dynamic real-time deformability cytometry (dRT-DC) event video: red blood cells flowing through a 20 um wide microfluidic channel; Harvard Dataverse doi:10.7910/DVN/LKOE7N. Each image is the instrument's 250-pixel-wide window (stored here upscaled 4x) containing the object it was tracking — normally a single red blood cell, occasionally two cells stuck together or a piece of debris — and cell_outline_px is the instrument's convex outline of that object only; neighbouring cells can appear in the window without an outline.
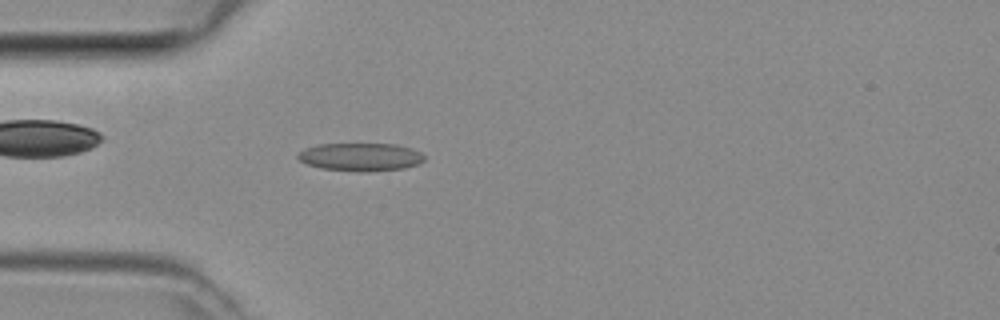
{"species": "common noctule bat (a hibernating species)", "species_latin": "Nyctalus noctula", "temperature_condition": "room temperature", "stored_images_in_passage": 37, "camera_frame_rate_fps": 3000, "um_per_image_px": 0.085, "animal": {"sex": "female", "body_mass_g": 29.2, "forearm_length_mm": 56.3}, "frame": {"image": 1, "passage_image": 4, "time_ms": 1.0, "image_size_px": [1000, 320], "cell_outline_px": [[424, 160], [420, 164], [404, 168], [368, 172], [360, 172], [320, 168], [308, 164], [300, 160], [296, 156], [304, 148], [316, 144], [396, 144], [412, 148], [420, 152], [424, 156]], "centroid_in_image_um": [30.66, 13.34], "position_along_channel_um": 54.3, "area_um2": 20.81}}
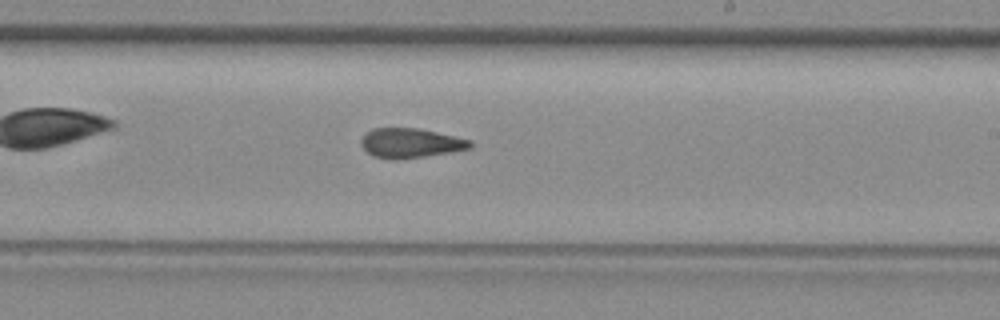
{"frame": {"image": 2, "passage_image": 18, "time_ms": 5.667, "image_size_px": [1000, 320], "cell_outline_px": [[472, 148], [448, 152], [396, 160], [372, 156], [360, 144], [360, 140], [372, 128], [420, 128], [472, 140]], "centroid_in_image_um": [34.89, 12.15], "position_along_channel_um": 254.1, "area_um2": 18.67}}
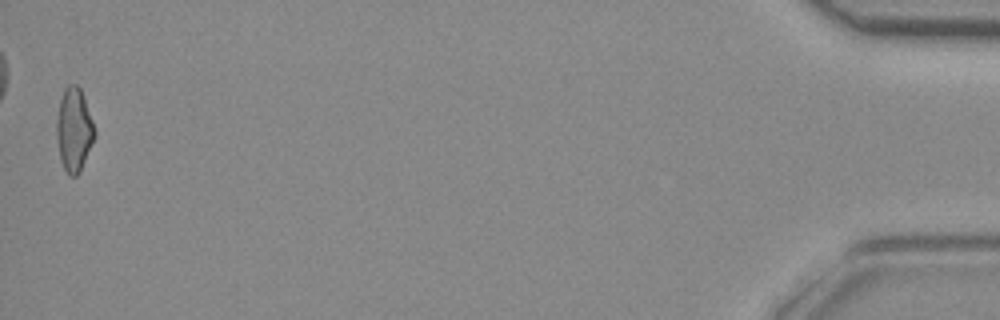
{"frame": {"image": 3, "passage_image": 37, "time_ms": 12.0, "image_size_px": [1000, 320], "cell_outline_px": [[96, 136], [80, 172], [76, 176], [68, 176], [60, 160], [56, 136], [56, 116], [60, 100], [64, 88], [68, 84], [76, 84], [80, 88], [84, 96], [96, 132]], "centroid_in_image_um": [6.28, 11.03], "position_along_channel_um": 428.9, "area_um2": 18.79}}